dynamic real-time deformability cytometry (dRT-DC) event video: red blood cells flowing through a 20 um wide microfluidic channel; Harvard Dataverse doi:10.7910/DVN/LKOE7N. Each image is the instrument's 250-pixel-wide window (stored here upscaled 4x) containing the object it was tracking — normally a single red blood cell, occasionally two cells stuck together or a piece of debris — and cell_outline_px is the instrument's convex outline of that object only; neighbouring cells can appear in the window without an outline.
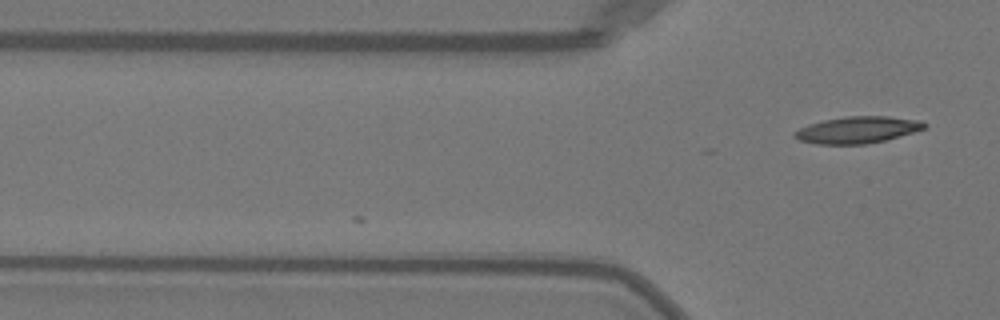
{"species": "Egyptian fruit bat (a non-hibernating species)", "species_latin": "Rousettus aegyptiacus", "temperature_condition": "warm", "stored_images_in_passage": 4, "camera_frame_rate_fps": 3000, "um_per_image_px": 0.085, "animal": {"sex": "female"}, "frame": {"image": 1, "passage_image": 4, "time_ms": 1.0, "image_size_px": [1000, 320], "cell_outline_px": [[928, 124], [924, 128], [912, 132], [884, 140], [864, 144], [816, 144], [800, 140], [792, 136], [792, 132], [808, 124], [824, 120], [848, 116], [888, 116], [920, 120]], "centroid_in_image_um": [72.84, 11.03], "position_along_channel_um": 53.0, "area_um2": 20.06}}